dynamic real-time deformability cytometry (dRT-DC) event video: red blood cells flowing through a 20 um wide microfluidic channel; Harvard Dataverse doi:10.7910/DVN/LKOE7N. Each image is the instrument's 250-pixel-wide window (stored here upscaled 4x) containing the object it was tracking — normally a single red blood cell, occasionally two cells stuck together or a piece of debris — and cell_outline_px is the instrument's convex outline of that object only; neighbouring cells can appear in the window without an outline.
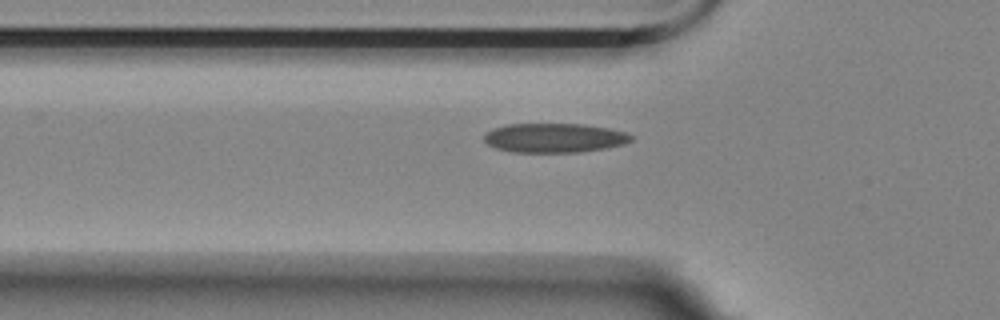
{"species": "Egyptian fruit bat (a non-hibernating species)", "species_latin": "Rousettus aegyptiacus", "temperature_condition": "room temperature", "stored_images_in_passage": 36, "camera_frame_rate_fps": 3000, "um_per_image_px": 0.085, "animal": {"sex": "female"}, "frame": {"image": 1, "passage_image": 9, "time_ms": 2.667, "image_size_px": [1000, 320], "cell_outline_px": [[632, 140], [624, 144], [604, 148], [580, 152], [512, 152], [496, 148], [488, 144], [484, 140], [484, 136], [488, 132], [496, 128], [508, 124], [584, 124], [608, 128], [624, 132], [632, 136]], "centroid_in_image_um": [47.13, 11.72], "position_along_channel_um": 78.7, "area_um2": 24.85}}
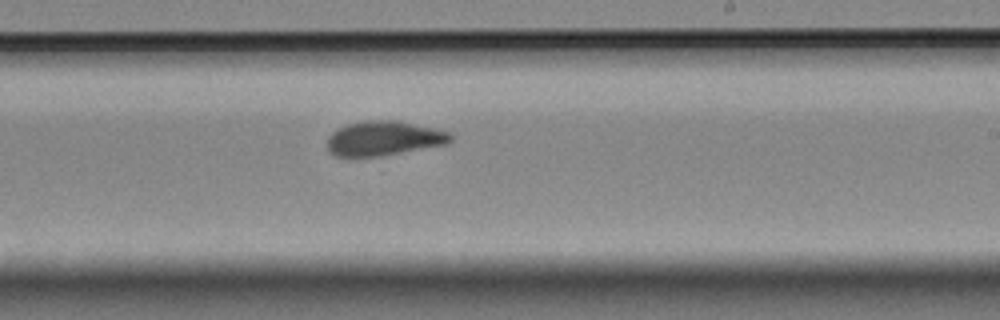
{"frame": {"image": 2, "passage_image": 24, "time_ms": 7.667, "image_size_px": [1000, 320], "cell_outline_px": [[452, 140], [448, 144], [380, 156], [336, 156], [328, 152], [328, 136], [332, 132], [348, 124], [368, 120], [396, 120], [436, 128], [448, 132], [452, 136]], "centroid_in_image_um": [32.64, 11.76], "position_along_channel_um": 256.4, "area_um2": 24.74}}
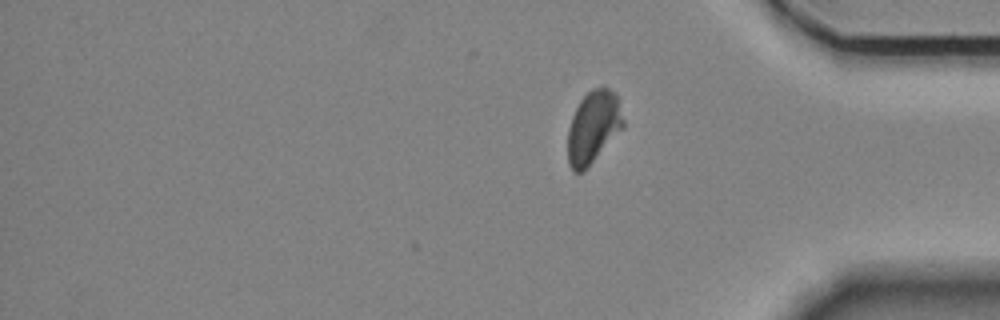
{"frame": {"image": 3, "passage_image": 36, "time_ms": 11.667, "image_size_px": [1000, 320], "cell_outline_px": [[624, 128], [580, 172], [572, 172], [568, 164], [568, 128], [572, 116], [580, 100], [592, 88], [604, 84], [616, 92], [624, 120]], "centroid_in_image_um": [50.44, 10.72], "position_along_channel_um": 384.8, "area_um2": 23.35}, "authors_computed_cell_mechanics": {"area_um2": 24.7095, "velocity_mm_per_s": 3.5425, "shape_relaxation_time_tau1_ms": null, "shape_relaxation_time_tau2_ms": 1.4138, "deformation_change_tau1": null, "deformation_change_tau2": 0.0699}}